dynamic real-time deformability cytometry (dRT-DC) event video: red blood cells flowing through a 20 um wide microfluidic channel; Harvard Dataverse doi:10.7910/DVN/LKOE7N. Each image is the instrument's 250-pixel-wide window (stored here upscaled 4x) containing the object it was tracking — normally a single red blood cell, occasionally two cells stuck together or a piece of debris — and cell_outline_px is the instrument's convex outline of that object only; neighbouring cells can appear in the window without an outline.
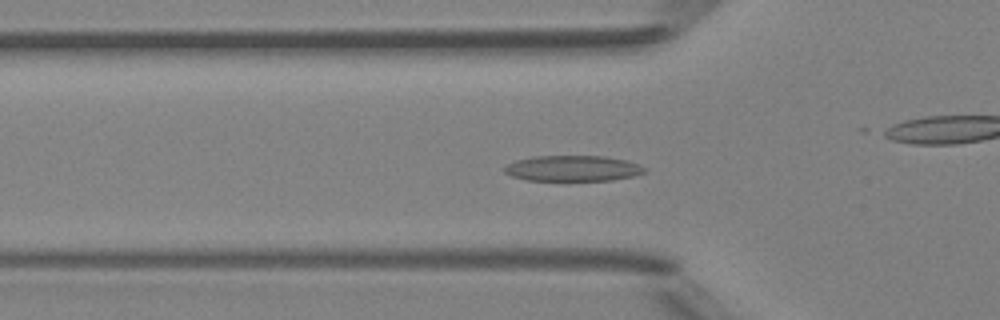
{"species": "Egyptian fruit bat (a non-hibernating species)", "species_latin": "Rousettus aegyptiacus", "temperature_condition": "room temperature", "stored_images_in_passage": 49, "camera_frame_rate_fps": 3000, "um_per_image_px": 0.085, "animal": {"sex": "female"}, "frame": {"image": 1, "passage_image": 16, "time_ms": 5.0, "image_size_px": [1000, 320], "cell_outline_px": [[648, 172], [636, 176], [612, 180], [524, 180], [512, 176], [504, 172], [504, 168], [508, 164], [516, 160], [532, 156], [604, 156], [628, 160], [640, 164], [648, 168]], "centroid_in_image_um": [48.77, 14.31], "position_along_channel_um": 77.0, "area_um2": 21.27}}
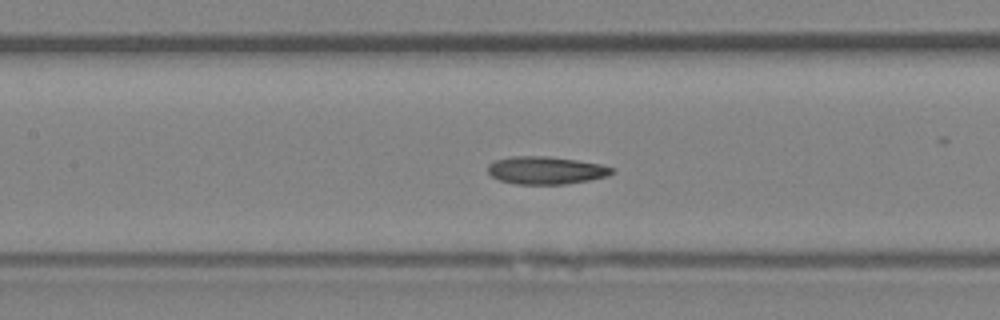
{"frame": {"image": 2, "passage_image": 22, "time_ms": 7.0, "image_size_px": [1000, 320], "cell_outline_px": [[616, 172], [608, 176], [588, 180], [564, 184], [516, 184], [500, 180], [492, 176], [488, 172], [488, 164], [496, 160], [512, 156], [548, 156], [576, 160], [600, 164], [616, 168]], "centroid_in_image_um": [46.43, 14.47], "position_along_channel_um": 161.0, "area_um2": 20.06}}
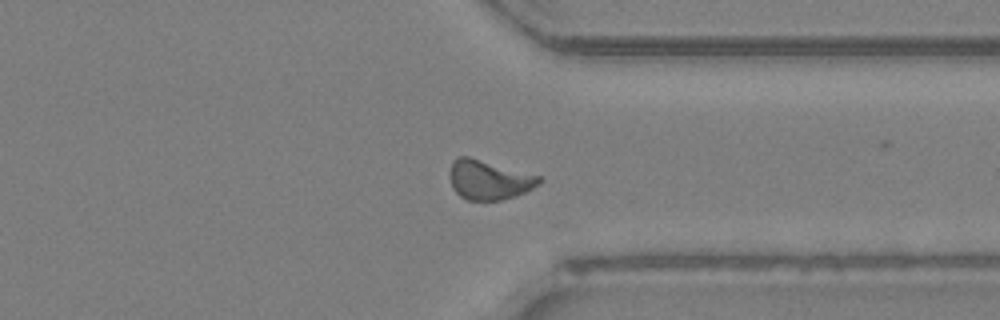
{"frame": {"image": 3, "passage_image": 37, "time_ms": 12.0, "image_size_px": [1000, 320], "cell_outline_px": [[544, 180], [540, 184], [516, 196], [500, 200], [468, 200], [460, 196], [452, 188], [452, 160], [456, 156], [468, 156], [540, 176]], "centroid_in_image_um": [41.59, 15.29], "position_along_channel_um": 369.8, "area_um2": 20.29}, "authors_computed_cell_mechanics": {"area_um2": 20.0566, "velocity_mm_per_s": 4.2004, "shape_relaxation_time_tau1_ms": 4.3045, "shape_relaxation_time_tau2_ms": 2.1859, "deformation_change_tau1": 0.1392, "deformation_change_tau2": 0.0869}}